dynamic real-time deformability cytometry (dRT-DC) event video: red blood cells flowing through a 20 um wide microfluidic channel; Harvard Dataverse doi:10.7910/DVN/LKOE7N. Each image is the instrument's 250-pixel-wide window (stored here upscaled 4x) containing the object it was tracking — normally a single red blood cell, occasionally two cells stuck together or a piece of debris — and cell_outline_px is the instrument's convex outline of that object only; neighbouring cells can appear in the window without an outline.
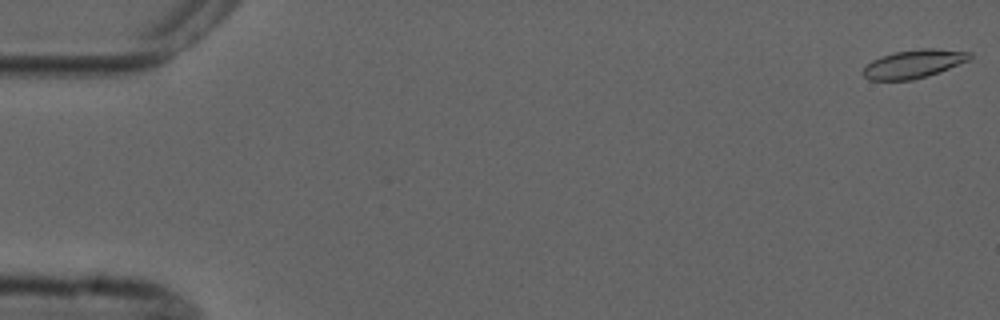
{"species": "common noctule bat (a hibernating species)", "species_latin": "Nyctalus noctula", "temperature_condition": "cold", "stored_images_in_passage": 7, "camera_frame_rate_fps": 3000, "um_per_image_px": 0.085, "animal": {"sex": "male", "forearm_length_mm": 52.5}, "frame": {"image": 1, "passage_image": 1, "time_ms": 0.0, "image_size_px": [1000, 320], "cell_outline_px": [[972, 60], [928, 76], [912, 80], [868, 80], [860, 72], [872, 60], [880, 56], [896, 52], [920, 48], [936, 48], [972, 52]], "centroid_in_image_um": [77.7, 5.43], "position_along_channel_um": 7.3, "area_um2": 17.92}}
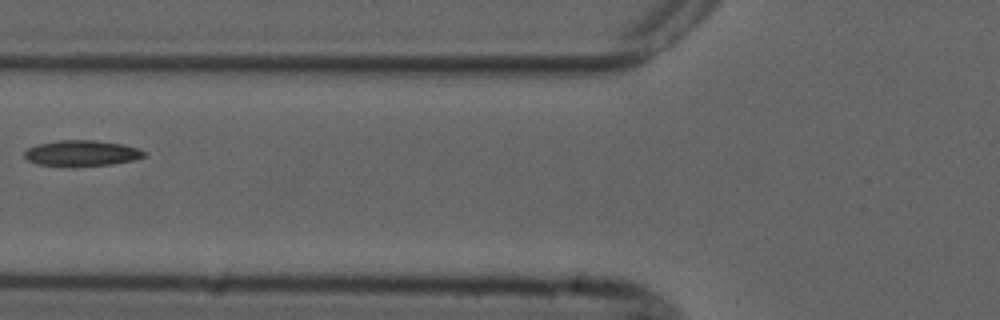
{"frame": {"image": 2, "passage_image": 6, "time_ms": 7.0, "image_size_px": [1000, 320], "cell_outline_px": [[148, 156], [132, 160], [112, 164], [76, 168], [64, 168], [36, 164], [28, 160], [24, 156], [24, 152], [28, 148], [40, 144], [60, 140], [96, 140], [124, 144], [140, 148]], "centroid_in_image_um": [6.95, 13.05], "position_along_channel_um": 118.8, "area_um2": 18.61}}
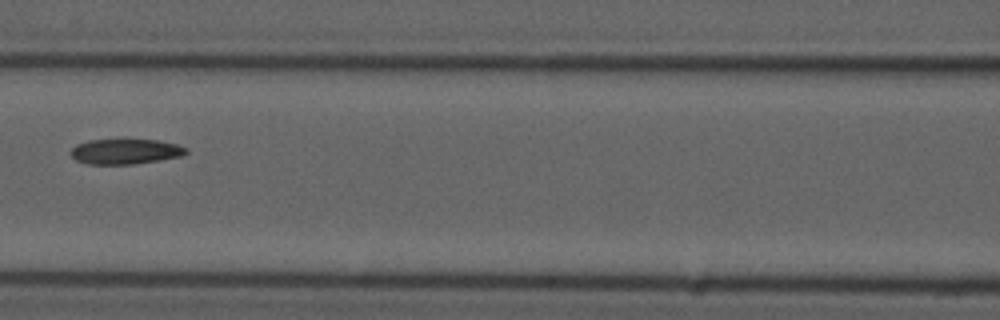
{"frame": {"image": 3, "passage_image": 7, "time_ms": 8.0, "image_size_px": [1000, 320], "cell_outline_px": [[188, 152], [180, 156], [132, 164], [88, 164], [76, 160], [68, 152], [76, 144], [88, 140], [156, 140], [176, 144], [188, 148]], "centroid_in_image_um": [10.61, 12.87], "position_along_channel_um": 156.0, "area_um2": 16.76}}